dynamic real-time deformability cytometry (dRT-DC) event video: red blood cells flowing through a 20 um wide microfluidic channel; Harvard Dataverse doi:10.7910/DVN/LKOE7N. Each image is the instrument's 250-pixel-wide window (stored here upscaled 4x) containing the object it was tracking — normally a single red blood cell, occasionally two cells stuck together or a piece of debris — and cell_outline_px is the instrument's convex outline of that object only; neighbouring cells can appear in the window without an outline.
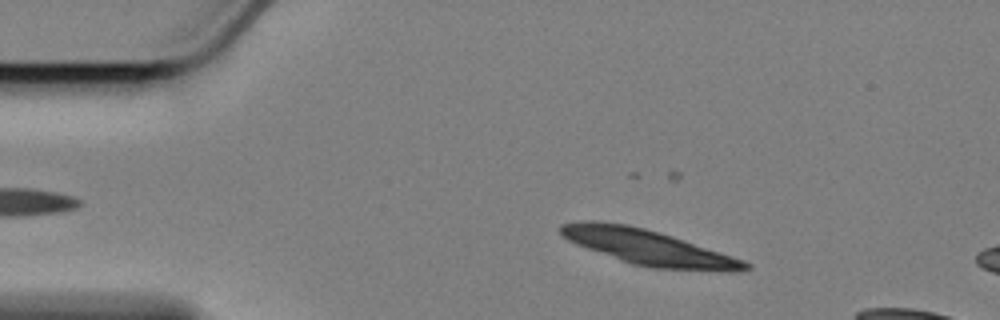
{"species": "Egyptian fruit bat (a non-hibernating species)", "species_latin": "Rousettus aegyptiacus", "temperature_condition": "cold", "stored_images_in_passage": 16, "camera_frame_rate_fps": 3000, "um_per_image_px": 0.085, "animal": {"sex": "female"}, "frame": {"image": 1, "passage_image": 8, "time_ms": 2.333, "image_size_px": [1000, 320], "cell_outline_px": [[752, 268], [744, 272], [728, 272], [652, 268], [632, 264], [620, 260], [576, 244], [568, 240], [560, 232], [560, 224], [592, 220], [628, 224], [644, 228], [672, 236], [744, 260], [752, 264]], "centroid_in_image_um": [55.18, 21.05], "position_along_channel_um": 29.8, "area_um2": 37.92}}